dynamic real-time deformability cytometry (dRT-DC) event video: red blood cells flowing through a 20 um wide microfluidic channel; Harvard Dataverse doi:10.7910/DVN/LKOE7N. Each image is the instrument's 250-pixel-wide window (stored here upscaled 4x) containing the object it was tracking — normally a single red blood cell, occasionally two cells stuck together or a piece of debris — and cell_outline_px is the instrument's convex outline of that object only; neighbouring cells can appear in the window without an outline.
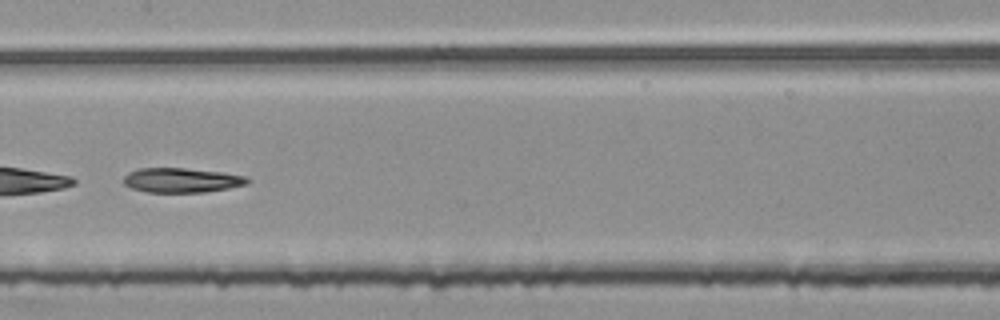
{"species": "common noctule bat (a hibernating species)", "species_latin": "Nyctalus noctula", "temperature_condition": "room temperature", "stored_images_in_passage": 52, "segment_of_instrument_passage": [2, 2], "camera_frame_rate_fps": 3000, "um_per_image_px": 0.085, "animal": {"sex": "female", "body_mass_g": 25.1}, "frame": {"image": 1, "passage_image": 27, "time_ms": 8.667, "image_size_px": [1000, 320], "cell_outline_px": [[252, 180], [248, 184], [228, 188], [204, 192], [148, 192], [132, 188], [124, 184], [124, 176], [128, 172], [140, 168], [184, 168], [220, 172], [248, 176]], "centroid_in_image_um": [15.47, 15.31], "position_along_channel_um": 191.9, "area_um2": 17.74}}
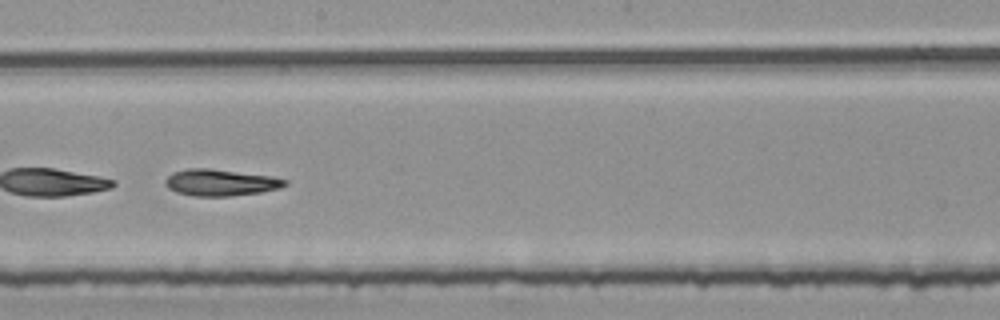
{"frame": {"image": 2, "passage_image": 30, "time_ms": 9.667, "image_size_px": [1000, 320], "cell_outline_px": [[288, 184], [280, 188], [260, 192], [228, 196], [196, 196], [176, 192], [168, 188], [164, 180], [172, 172], [188, 168], [208, 168], [272, 176], [288, 180]], "centroid_in_image_um": [18.74, 15.51], "position_along_channel_um": 229.5, "area_um2": 18.5}}
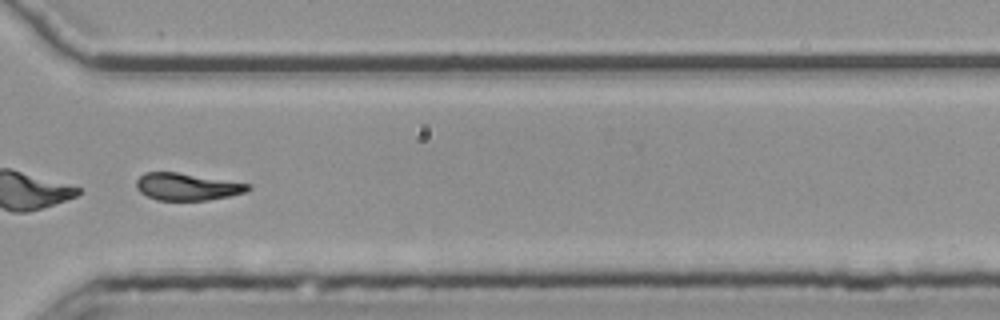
{"frame": {"image": 3, "passage_image": 40, "time_ms": 13.0, "image_size_px": [1000, 320], "cell_outline_px": [[252, 188], [248, 192], [208, 200], [156, 200], [140, 192], [136, 188], [136, 180], [144, 172], [176, 172], [252, 184]], "centroid_in_image_um": [15.92, 15.87], "position_along_channel_um": 354.7, "area_um2": 17.74}}